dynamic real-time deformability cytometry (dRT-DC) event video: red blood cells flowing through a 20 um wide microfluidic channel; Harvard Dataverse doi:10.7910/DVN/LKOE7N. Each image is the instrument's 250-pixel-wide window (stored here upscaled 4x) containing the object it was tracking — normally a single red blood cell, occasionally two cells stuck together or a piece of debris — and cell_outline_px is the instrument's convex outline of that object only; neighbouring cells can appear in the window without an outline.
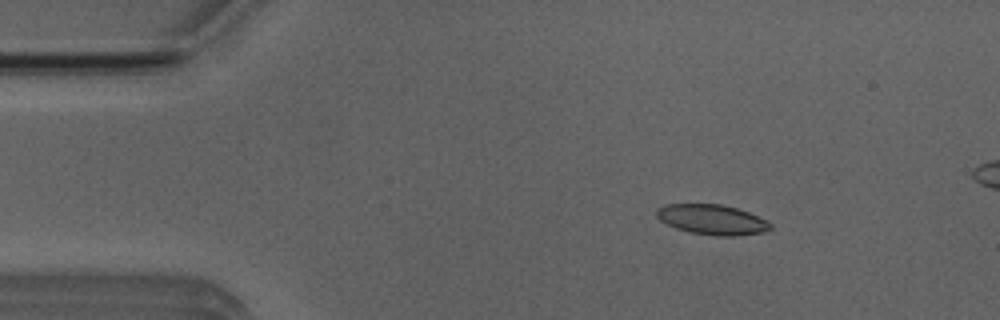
{"species": "Egyptian fruit bat (a non-hibernating species)", "species_latin": "Rousettus aegyptiacus", "temperature_condition": "room temperature", "stored_images_in_passage": 5, "camera_frame_rate_fps": 3000, "um_per_image_px": 0.085, "animal": {"sex": "male"}, "frame": {"image": 1, "passage_image": 2, "time_ms": 1.333, "image_size_px": [1000, 320], "cell_outline_px": [[772, 228], [764, 232], [736, 236], [716, 236], [692, 232], [676, 228], [660, 220], [656, 216], [656, 208], [664, 204], [720, 204], [736, 208], [748, 212], [772, 224]], "centroid_in_image_um": [60.51, 18.66], "position_along_channel_um": 24.5, "area_um2": 19.83}}